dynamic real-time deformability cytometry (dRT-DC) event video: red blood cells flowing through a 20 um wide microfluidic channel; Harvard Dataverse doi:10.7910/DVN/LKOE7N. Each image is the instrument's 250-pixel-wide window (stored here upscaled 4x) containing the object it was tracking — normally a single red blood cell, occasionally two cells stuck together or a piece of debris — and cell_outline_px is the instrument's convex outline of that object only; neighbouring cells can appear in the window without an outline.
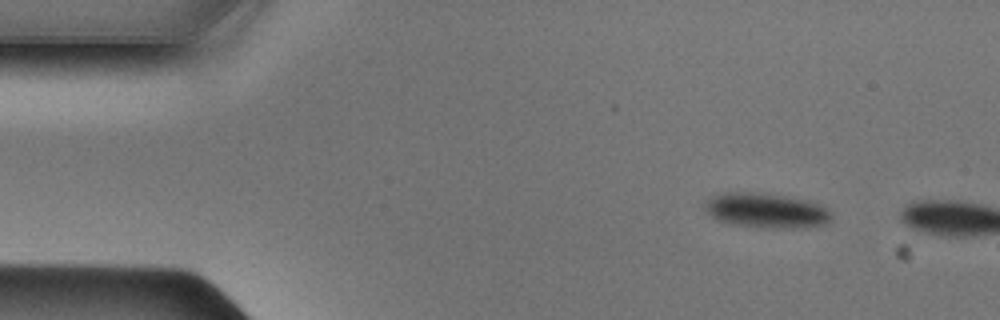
{"species": "Egyptian fruit bat (a non-hibernating species)", "species_latin": "Rousettus aegyptiacus", "temperature_condition": "cold", "stored_images_in_passage": 7, "camera_frame_rate_fps": 3000, "um_per_image_px": 0.085, "animal": {"sex": "male"}, "frame": {"image": 1, "passage_image": 1, "time_ms": 0.0, "image_size_px": [1000, 320], "cell_outline_px": [[832, 220], [824, 224], [792, 228], [756, 228], [732, 224], [720, 220], [712, 216], [704, 208], [704, 204], [712, 196], [724, 192], [752, 192], [784, 196], [804, 200], [816, 204], [832, 212]], "centroid_in_image_um": [65.1, 17.9], "position_along_channel_um": 19.9, "area_um2": 25.43}}